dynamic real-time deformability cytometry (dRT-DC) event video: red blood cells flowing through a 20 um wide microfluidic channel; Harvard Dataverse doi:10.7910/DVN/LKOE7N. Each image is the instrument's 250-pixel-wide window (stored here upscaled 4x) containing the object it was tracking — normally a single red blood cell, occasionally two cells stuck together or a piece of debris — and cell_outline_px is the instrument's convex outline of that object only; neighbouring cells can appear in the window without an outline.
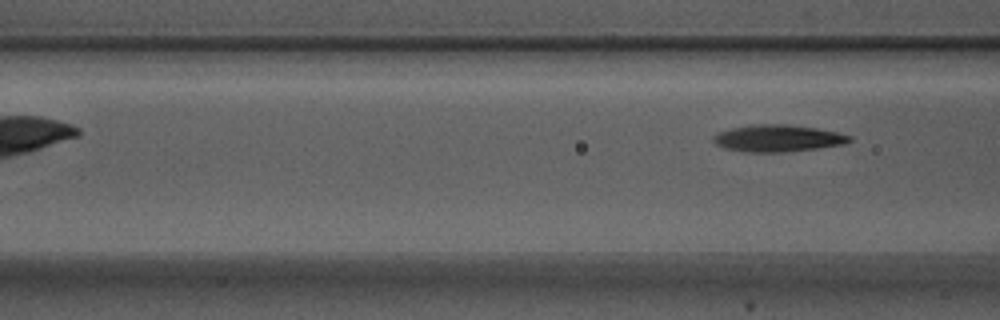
{"species": "Egyptian fruit bat (a non-hibernating species)", "species_latin": "Rousettus aegyptiacus", "temperature_condition": "warm", "stored_images_in_passage": 5, "camera_frame_rate_fps": 3000, "um_per_image_px": 0.085, "animal": {"sex": "male"}, "frame": {"image": 1, "passage_image": 5, "time_ms": 1.333, "image_size_px": [1000, 320], "cell_outline_px": [[852, 140], [844, 144], [816, 148], [780, 152], [748, 152], [724, 148], [716, 144], [712, 140], [712, 136], [720, 132], [732, 128], [752, 124], [788, 124], [816, 128], [836, 132], [852, 136]], "centroid_in_image_um": [66.1, 11.74], "position_along_channel_um": 100.5, "area_um2": 21.21}}